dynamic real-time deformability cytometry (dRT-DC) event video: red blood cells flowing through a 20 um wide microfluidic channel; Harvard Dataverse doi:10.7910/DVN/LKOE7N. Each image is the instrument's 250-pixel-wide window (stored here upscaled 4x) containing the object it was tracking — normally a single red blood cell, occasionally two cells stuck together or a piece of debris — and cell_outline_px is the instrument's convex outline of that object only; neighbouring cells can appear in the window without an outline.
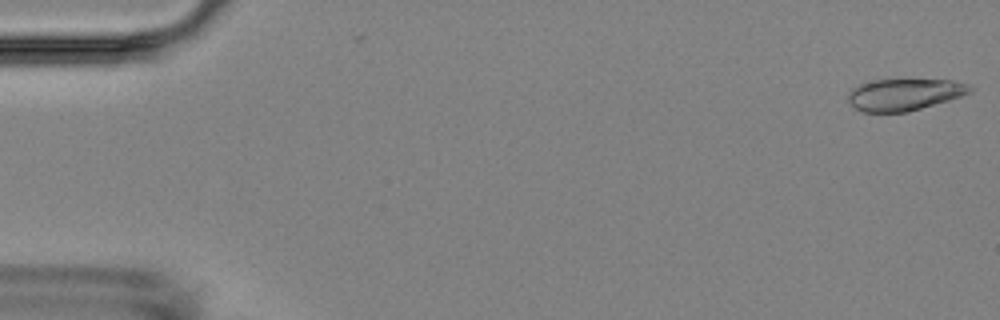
{"species": "Egyptian fruit bat (a non-hibernating species)", "species_latin": "Rousettus aegyptiacus", "temperature_condition": "room temperature", "stored_images_in_passage": 6, "camera_frame_rate_fps": 3000, "um_per_image_px": 0.085, "animal": {"sex": "female"}, "frame": {"image": 1, "passage_image": 6, "time_ms": 6.333, "image_size_px": [1000, 320], "cell_outline_px": [[976, 88], [972, 92], [948, 100], [908, 112], [864, 112], [856, 108], [848, 100], [848, 92], [852, 88], [860, 84], [876, 80], [952, 80], [968, 84]], "centroid_in_image_um": [76.9, 8.03], "position_along_channel_um": 8.1, "area_um2": 22.43}}